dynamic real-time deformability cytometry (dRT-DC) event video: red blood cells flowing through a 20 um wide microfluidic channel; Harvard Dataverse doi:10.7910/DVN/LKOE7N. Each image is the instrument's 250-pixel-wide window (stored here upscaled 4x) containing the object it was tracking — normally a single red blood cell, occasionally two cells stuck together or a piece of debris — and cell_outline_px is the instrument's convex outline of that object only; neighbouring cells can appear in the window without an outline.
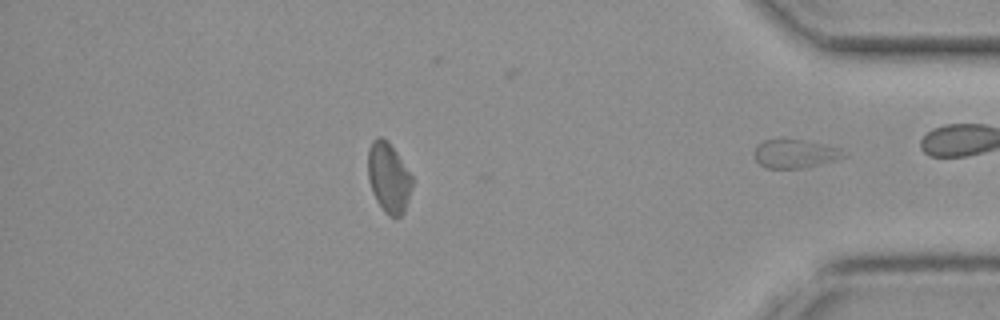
{"species": "common noctule bat (a hibernating species)", "species_latin": "Nyctalus noctula", "temperature_condition": "cold", "stored_images_in_passage": 43, "segment_of_instrument_passage": [2, 2], "camera_frame_rate_fps": 3000, "um_per_image_px": 0.085, "animal": {"sex": "female", "body_mass_g": 19.3, "forearm_length_mm": 54.1}, "frame": {"image": 1, "passage_image": 43, "time_ms": 14.0, "image_size_px": [1000, 320], "cell_outline_px": [[848, 156], [800, 168], [764, 168], [756, 160], [756, 144], [764, 140], [784, 136], [840, 148], [848, 152]], "centroid_in_image_um": [67.55, 13.02], "position_along_channel_um": 367.6, "area_um2": 15.09}}